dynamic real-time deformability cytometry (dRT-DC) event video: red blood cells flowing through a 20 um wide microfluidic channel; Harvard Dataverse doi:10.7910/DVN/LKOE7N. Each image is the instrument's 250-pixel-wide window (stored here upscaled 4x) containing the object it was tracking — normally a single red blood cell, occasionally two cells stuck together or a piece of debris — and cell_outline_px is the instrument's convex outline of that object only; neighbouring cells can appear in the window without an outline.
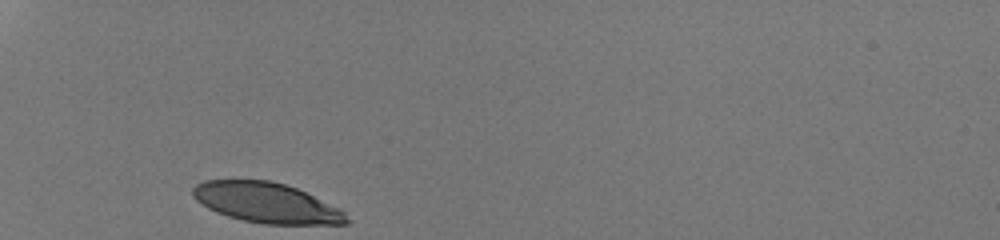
{"species": "human", "species_latin": "Homo sapiens", "temperature_condition": "room temperature", "stored_images_in_passage": 27, "camera_frame_rate_fps": 3000, "um_per_image_px": 0.085, "donor": {"sex": "male"}, "frame": {"image": 1, "passage_image": 1, "time_ms": 0.0, "image_size_px": [1000, 240], "cell_outline_px": [[352, 220], [348, 224], [264, 224], [244, 220], [228, 216], [216, 212], [208, 208], [196, 200], [192, 196], [192, 188], [196, 184], [204, 180], [268, 180], [284, 184], [296, 188], [340, 208]], "centroid_in_image_um": [22.66, 17.24], "position_along_channel_um": 62.3, "area_um2": 35.95}}
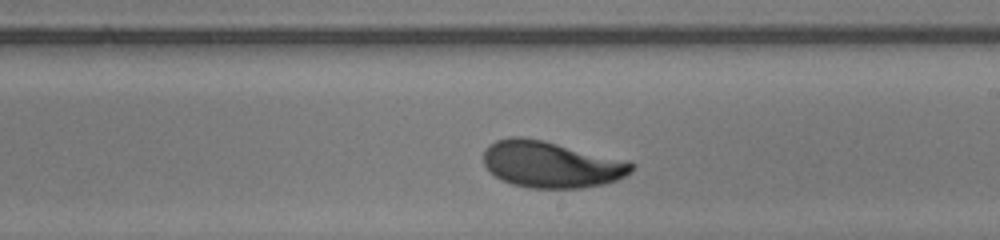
{"frame": {"image": 2, "passage_image": 16, "time_ms": 5.0, "image_size_px": [1000, 240], "cell_outline_px": [[636, 164], [624, 176], [616, 180], [604, 184], [580, 188], [532, 188], [512, 184], [496, 176], [484, 164], [484, 152], [488, 144], [496, 140], [508, 136], [520, 136], [544, 140], [628, 160]], "centroid_in_image_um": [46.85, 13.95], "position_along_channel_um": 242.2, "area_um2": 40.11}}
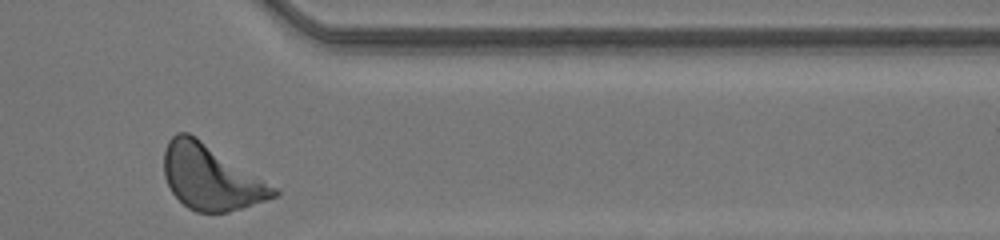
{"frame": {"image": 3, "passage_image": 27, "time_ms": 8.667, "image_size_px": [1000, 240], "cell_outline_px": [[280, 192], [276, 196], [228, 212], [196, 212], [188, 208], [172, 192], [164, 176], [164, 148], [168, 140], [176, 132], [188, 132], [196, 136], [276, 188]], "centroid_in_image_um": [17.86, 15.05], "position_along_channel_um": 393.5, "area_um2": 40.92}, "authors_computed_cell_mechanics": {"area_um2": 39.0728, "velocity_mm_per_s": 4.1726, "shape_relaxation_time_tau1_ms": 2.4549, "shape_relaxation_time_tau2_ms": null, "deformation_change_tau1": 0.1487, "deformation_change_tau2": null}}